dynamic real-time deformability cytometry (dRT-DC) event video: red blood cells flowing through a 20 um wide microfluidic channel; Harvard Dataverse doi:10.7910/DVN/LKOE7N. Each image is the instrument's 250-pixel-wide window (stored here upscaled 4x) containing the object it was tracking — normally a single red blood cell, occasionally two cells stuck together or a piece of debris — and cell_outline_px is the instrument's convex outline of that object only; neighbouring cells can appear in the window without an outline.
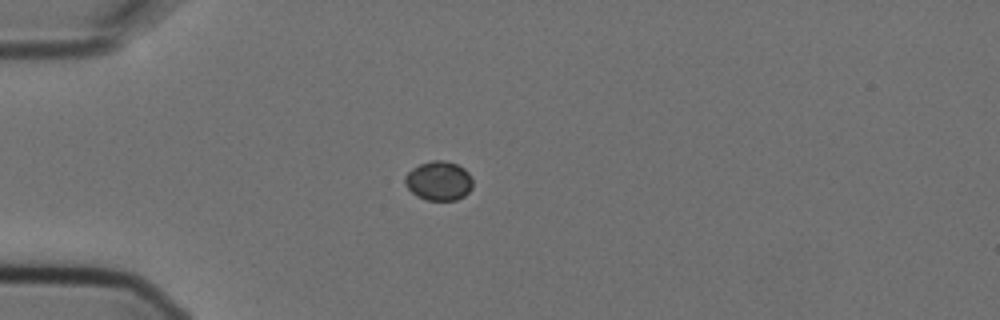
{"species": "Egyptian fruit bat (a non-hibernating species)", "species_latin": "Rousettus aegyptiacus", "temperature_condition": "cold", "stored_images_in_passage": 6, "camera_frame_rate_fps": 3000, "um_per_image_px": 0.085, "animal": {"sex": "female"}, "frame": {"image": 1, "passage_image": 4, "time_ms": 1.0, "image_size_px": [1000, 320], "cell_outline_px": [[472, 188], [464, 196], [456, 200], [428, 200], [416, 196], [408, 188], [404, 180], [404, 176], [412, 168], [420, 164], [432, 160], [444, 160], [456, 164], [464, 168], [468, 172], [472, 180]], "centroid_in_image_um": [37.29, 15.37], "position_along_channel_um": 47.7, "area_um2": 15.49}}
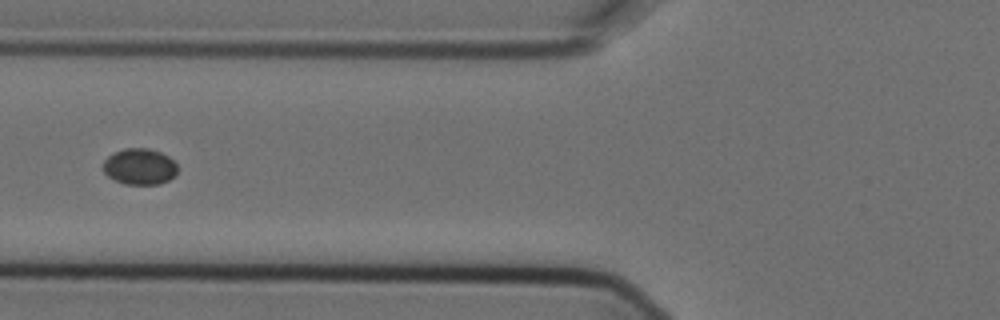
{"frame": {"image": 2, "passage_image": 6, "time_ms": 1.667, "image_size_px": [1000, 320], "cell_outline_px": [[176, 176], [160, 184], [124, 184], [108, 176], [100, 168], [104, 160], [108, 156], [124, 148], [148, 148], [160, 152], [168, 156], [176, 164]], "centroid_in_image_um": [11.85, 14.16], "position_along_channel_um": 114.0, "area_um2": 15.72}}